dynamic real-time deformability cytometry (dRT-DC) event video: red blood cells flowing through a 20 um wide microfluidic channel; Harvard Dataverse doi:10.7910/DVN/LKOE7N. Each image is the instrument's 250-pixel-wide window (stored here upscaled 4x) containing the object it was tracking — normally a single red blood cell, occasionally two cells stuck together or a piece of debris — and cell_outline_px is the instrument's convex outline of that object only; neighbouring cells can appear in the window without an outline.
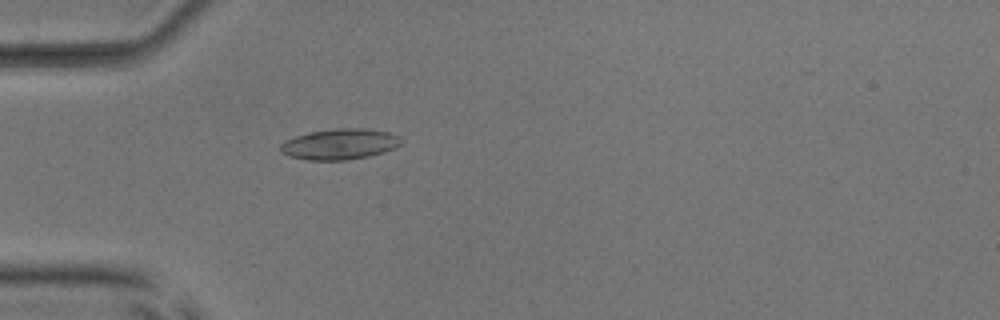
{"species": "common noctule bat (a hibernating species)", "species_latin": "Nyctalus noctula", "temperature_condition": "room temperature", "stored_images_in_passage": 53, "camera_frame_rate_fps": 3000, "um_per_image_px": 0.085, "animal": {"sex": "male", "body_mass_g": 17.9, "forearm_length_mm": 54.2}, "frame": {"image": 1, "passage_image": 16, "time_ms": 5.0, "image_size_px": [1000, 320], "cell_outline_px": [[404, 140], [396, 148], [384, 152], [368, 156], [344, 160], [308, 160], [288, 156], [280, 152], [280, 144], [296, 136], [308, 132], [336, 128], [364, 128], [388, 132], [400, 136]], "centroid_in_image_um": [28.9, 12.25], "position_along_channel_um": 56.1, "area_um2": 21.73}}
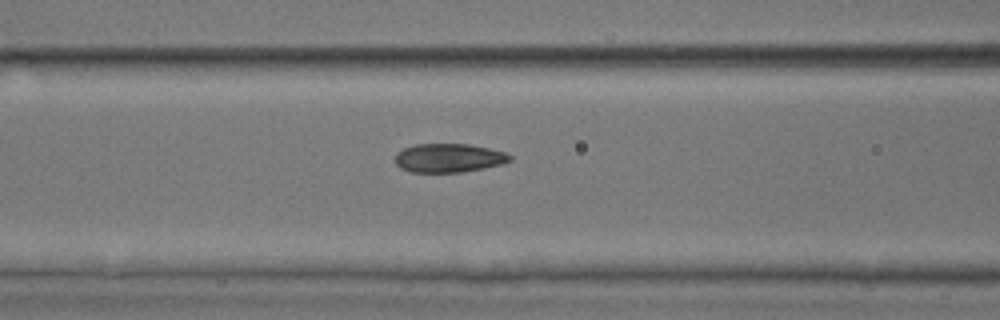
{"frame": {"image": 2, "passage_image": 22, "time_ms": 7.0, "image_size_px": [1000, 320], "cell_outline_px": [[512, 160], [500, 164], [484, 168], [460, 172], [412, 172], [400, 168], [396, 164], [396, 152], [404, 148], [416, 144], [468, 144], [488, 148], [504, 152], [512, 156]], "centroid_in_image_um": [38.13, 13.42], "position_along_channel_um": 128.5, "area_um2": 19.13}}
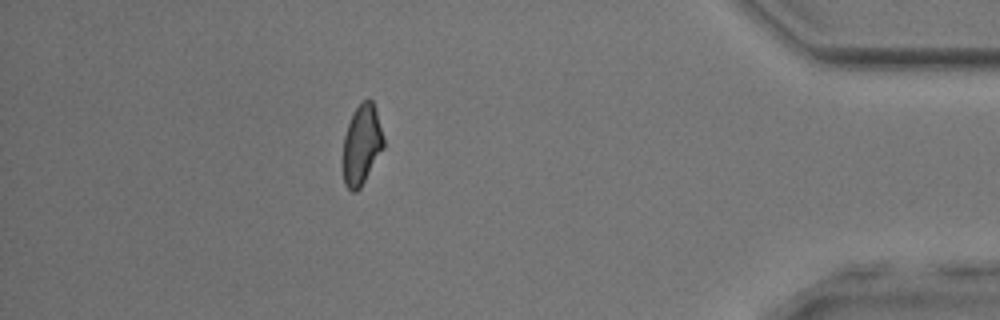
{"frame": {"image": 3, "passage_image": 46, "time_ms": 15.0, "image_size_px": [1000, 320], "cell_outline_px": [[384, 148], [360, 188], [356, 192], [352, 192], [344, 184], [340, 164], [344, 136], [348, 124], [356, 108], [364, 100], [372, 100], [376, 108], [384, 136]], "centroid_in_image_um": [30.71, 12.35], "position_along_channel_um": 404.5, "area_um2": 19.42}, "authors_computed_cell_mechanics": {"area_um2": 19.9988, "velocity_mm_per_s": 3.9905, "shape_relaxation_time_tau1_ms": null, "shape_relaxation_time_tau2_ms": 1.6354, "deformation_change_tau1": null, "deformation_change_tau2": 0.081}}